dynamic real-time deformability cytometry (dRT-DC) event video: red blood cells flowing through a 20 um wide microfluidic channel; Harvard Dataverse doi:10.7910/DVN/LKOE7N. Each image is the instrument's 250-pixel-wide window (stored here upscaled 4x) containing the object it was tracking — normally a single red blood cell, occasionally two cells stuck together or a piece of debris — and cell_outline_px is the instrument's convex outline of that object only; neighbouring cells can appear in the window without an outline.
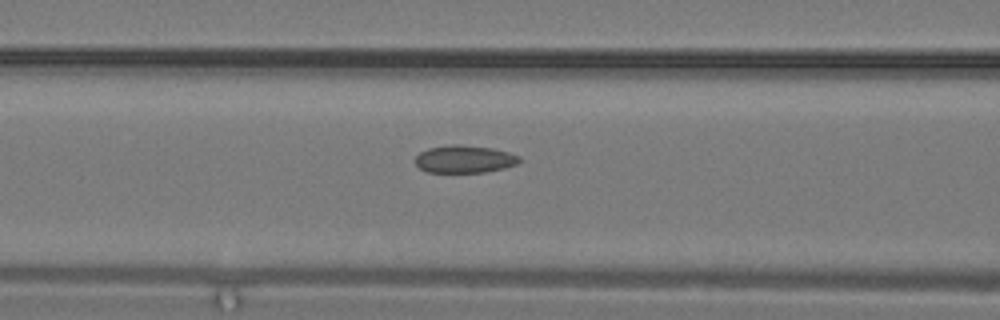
{"species": "common noctule bat (a hibernating species)", "species_latin": "Nyctalus noctula", "temperature_condition": "warm", "stored_images_in_passage": 14, "camera_frame_rate_fps": 3000, "um_per_image_px": 0.085, "animal": {"sex": "male", "body_mass_g": 19.2, "forearm_length_mm": 51.8}, "frame": {"image": 1, "passage_image": 12, "time_ms": 3.667, "image_size_px": [1000, 320], "cell_outline_px": [[520, 160], [516, 164], [504, 168], [484, 172], [428, 172], [420, 168], [412, 160], [420, 152], [428, 148], [452, 144], [460, 144], [492, 148], [508, 152], [520, 156]], "centroid_in_image_um": [39.45, 13.52], "position_along_channel_um": 127.2, "area_um2": 16.76}}
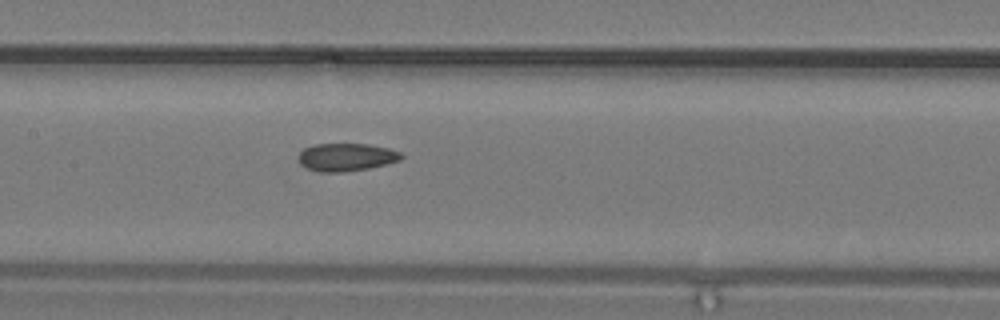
{"frame": {"image": 2, "passage_image": 14, "time_ms": 4.333, "image_size_px": [1000, 320], "cell_outline_px": [[404, 156], [400, 160], [368, 168], [344, 172], [320, 172], [308, 168], [300, 164], [300, 152], [304, 148], [316, 144], [368, 144], [388, 148], [400, 152]], "centroid_in_image_um": [29.44, 13.35], "position_along_channel_um": 178.0, "area_um2": 16.47}}